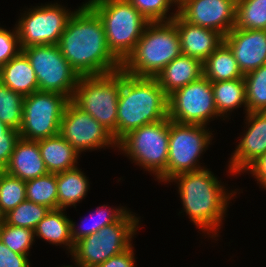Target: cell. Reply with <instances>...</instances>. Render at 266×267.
Segmentation results:
<instances>
[{"label":"cell","instance_id":"26","mask_svg":"<svg viewBox=\"0 0 266 267\" xmlns=\"http://www.w3.org/2000/svg\"><path fill=\"white\" fill-rule=\"evenodd\" d=\"M215 105L220 117H228L230 112L244 105L247 113V102L244 78L228 81L211 82ZM233 109V110H232ZM229 111V114H228Z\"/></svg>","mask_w":266,"mask_h":267},{"label":"cell","instance_id":"23","mask_svg":"<svg viewBox=\"0 0 266 267\" xmlns=\"http://www.w3.org/2000/svg\"><path fill=\"white\" fill-rule=\"evenodd\" d=\"M65 210L60 208L50 210L37 224L34 235L48 241L49 244L65 245L71 254L74 243L71 237L70 219L63 212Z\"/></svg>","mask_w":266,"mask_h":267},{"label":"cell","instance_id":"41","mask_svg":"<svg viewBox=\"0 0 266 267\" xmlns=\"http://www.w3.org/2000/svg\"><path fill=\"white\" fill-rule=\"evenodd\" d=\"M20 138L19 131L14 130L0 121V139Z\"/></svg>","mask_w":266,"mask_h":267},{"label":"cell","instance_id":"39","mask_svg":"<svg viewBox=\"0 0 266 267\" xmlns=\"http://www.w3.org/2000/svg\"><path fill=\"white\" fill-rule=\"evenodd\" d=\"M253 175L256 180L261 183L262 188L266 189V152L253 161L244 172Z\"/></svg>","mask_w":266,"mask_h":267},{"label":"cell","instance_id":"40","mask_svg":"<svg viewBox=\"0 0 266 267\" xmlns=\"http://www.w3.org/2000/svg\"><path fill=\"white\" fill-rule=\"evenodd\" d=\"M18 139L19 138L0 139V170H3L8 164Z\"/></svg>","mask_w":266,"mask_h":267},{"label":"cell","instance_id":"3","mask_svg":"<svg viewBox=\"0 0 266 267\" xmlns=\"http://www.w3.org/2000/svg\"><path fill=\"white\" fill-rule=\"evenodd\" d=\"M168 118V96L156 78L135 77L122 70L117 104V142L130 131Z\"/></svg>","mask_w":266,"mask_h":267},{"label":"cell","instance_id":"16","mask_svg":"<svg viewBox=\"0 0 266 267\" xmlns=\"http://www.w3.org/2000/svg\"><path fill=\"white\" fill-rule=\"evenodd\" d=\"M245 131L229 161V173L240 174L266 152V111L247 112Z\"/></svg>","mask_w":266,"mask_h":267},{"label":"cell","instance_id":"9","mask_svg":"<svg viewBox=\"0 0 266 267\" xmlns=\"http://www.w3.org/2000/svg\"><path fill=\"white\" fill-rule=\"evenodd\" d=\"M211 135L207 126L181 124L169 119L167 168L158 180L166 183L176 175L206 168L198 163L200 155L210 145Z\"/></svg>","mask_w":266,"mask_h":267},{"label":"cell","instance_id":"38","mask_svg":"<svg viewBox=\"0 0 266 267\" xmlns=\"http://www.w3.org/2000/svg\"><path fill=\"white\" fill-rule=\"evenodd\" d=\"M134 250L131 246L129 249L122 253L112 256L104 263L96 265L94 267H135Z\"/></svg>","mask_w":266,"mask_h":267},{"label":"cell","instance_id":"32","mask_svg":"<svg viewBox=\"0 0 266 267\" xmlns=\"http://www.w3.org/2000/svg\"><path fill=\"white\" fill-rule=\"evenodd\" d=\"M26 200V181L0 170V207L4 214Z\"/></svg>","mask_w":266,"mask_h":267},{"label":"cell","instance_id":"28","mask_svg":"<svg viewBox=\"0 0 266 267\" xmlns=\"http://www.w3.org/2000/svg\"><path fill=\"white\" fill-rule=\"evenodd\" d=\"M235 28L266 30V0H237Z\"/></svg>","mask_w":266,"mask_h":267},{"label":"cell","instance_id":"14","mask_svg":"<svg viewBox=\"0 0 266 267\" xmlns=\"http://www.w3.org/2000/svg\"><path fill=\"white\" fill-rule=\"evenodd\" d=\"M59 134L79 153L110 146L117 147L112 133L71 101L64 109Z\"/></svg>","mask_w":266,"mask_h":267},{"label":"cell","instance_id":"7","mask_svg":"<svg viewBox=\"0 0 266 267\" xmlns=\"http://www.w3.org/2000/svg\"><path fill=\"white\" fill-rule=\"evenodd\" d=\"M139 219L127 211L117 222L74 243L70 255L75 265L94 267L129 249L132 246L131 239L139 228Z\"/></svg>","mask_w":266,"mask_h":267},{"label":"cell","instance_id":"33","mask_svg":"<svg viewBox=\"0 0 266 267\" xmlns=\"http://www.w3.org/2000/svg\"><path fill=\"white\" fill-rule=\"evenodd\" d=\"M50 209L46 206L25 200L5 214V223L34 230Z\"/></svg>","mask_w":266,"mask_h":267},{"label":"cell","instance_id":"17","mask_svg":"<svg viewBox=\"0 0 266 267\" xmlns=\"http://www.w3.org/2000/svg\"><path fill=\"white\" fill-rule=\"evenodd\" d=\"M239 69L245 75L266 64V30L233 28L224 36Z\"/></svg>","mask_w":266,"mask_h":267},{"label":"cell","instance_id":"15","mask_svg":"<svg viewBox=\"0 0 266 267\" xmlns=\"http://www.w3.org/2000/svg\"><path fill=\"white\" fill-rule=\"evenodd\" d=\"M237 0H180L178 14L187 22L219 32L223 37L236 22Z\"/></svg>","mask_w":266,"mask_h":267},{"label":"cell","instance_id":"13","mask_svg":"<svg viewBox=\"0 0 266 267\" xmlns=\"http://www.w3.org/2000/svg\"><path fill=\"white\" fill-rule=\"evenodd\" d=\"M213 117L220 116L211 81L204 76L168 96V118L171 121L207 126Z\"/></svg>","mask_w":266,"mask_h":267},{"label":"cell","instance_id":"21","mask_svg":"<svg viewBox=\"0 0 266 267\" xmlns=\"http://www.w3.org/2000/svg\"><path fill=\"white\" fill-rule=\"evenodd\" d=\"M0 82L23 97L39 90L34 69L22 51L0 67Z\"/></svg>","mask_w":266,"mask_h":267},{"label":"cell","instance_id":"34","mask_svg":"<svg viewBox=\"0 0 266 267\" xmlns=\"http://www.w3.org/2000/svg\"><path fill=\"white\" fill-rule=\"evenodd\" d=\"M35 235L34 230L17 227L3 222L0 225V240L13 252L29 255Z\"/></svg>","mask_w":266,"mask_h":267},{"label":"cell","instance_id":"37","mask_svg":"<svg viewBox=\"0 0 266 267\" xmlns=\"http://www.w3.org/2000/svg\"><path fill=\"white\" fill-rule=\"evenodd\" d=\"M27 256L11 251L0 240V267H30Z\"/></svg>","mask_w":266,"mask_h":267},{"label":"cell","instance_id":"8","mask_svg":"<svg viewBox=\"0 0 266 267\" xmlns=\"http://www.w3.org/2000/svg\"><path fill=\"white\" fill-rule=\"evenodd\" d=\"M168 143L169 118H165L130 131L117 142V148L158 179L167 168Z\"/></svg>","mask_w":266,"mask_h":267},{"label":"cell","instance_id":"29","mask_svg":"<svg viewBox=\"0 0 266 267\" xmlns=\"http://www.w3.org/2000/svg\"><path fill=\"white\" fill-rule=\"evenodd\" d=\"M102 208L104 209V211H102L103 210ZM106 208L108 207L105 204L97 207L95 211V214L97 215V217H94L93 216L94 214H91L92 219L89 218L92 223L87 222V221H86L87 223H84L82 221L81 224H83L85 228H81V227L76 228L75 222H73V220L70 219V225H71L70 229H71V237H72L73 243H76L80 239L86 236H89L93 233H97L104 226L117 222L128 211L125 207H122V208L120 207V208H115V209L114 208L106 209Z\"/></svg>","mask_w":266,"mask_h":267},{"label":"cell","instance_id":"25","mask_svg":"<svg viewBox=\"0 0 266 267\" xmlns=\"http://www.w3.org/2000/svg\"><path fill=\"white\" fill-rule=\"evenodd\" d=\"M77 166L66 171L56 173L58 187V208L66 209L74 206L87 195L89 181Z\"/></svg>","mask_w":266,"mask_h":267},{"label":"cell","instance_id":"5","mask_svg":"<svg viewBox=\"0 0 266 267\" xmlns=\"http://www.w3.org/2000/svg\"><path fill=\"white\" fill-rule=\"evenodd\" d=\"M100 17L110 52L123 63L135 49L149 21L128 0H88Z\"/></svg>","mask_w":266,"mask_h":267},{"label":"cell","instance_id":"42","mask_svg":"<svg viewBox=\"0 0 266 267\" xmlns=\"http://www.w3.org/2000/svg\"><path fill=\"white\" fill-rule=\"evenodd\" d=\"M5 221V214L3 213V211L1 210L0 207V225Z\"/></svg>","mask_w":266,"mask_h":267},{"label":"cell","instance_id":"19","mask_svg":"<svg viewBox=\"0 0 266 267\" xmlns=\"http://www.w3.org/2000/svg\"><path fill=\"white\" fill-rule=\"evenodd\" d=\"M3 170L23 181L49 173L41 157L38 141L21 137L17 140L10 160Z\"/></svg>","mask_w":266,"mask_h":267},{"label":"cell","instance_id":"24","mask_svg":"<svg viewBox=\"0 0 266 267\" xmlns=\"http://www.w3.org/2000/svg\"><path fill=\"white\" fill-rule=\"evenodd\" d=\"M203 76L211 82L244 78L232 50L225 42L203 62Z\"/></svg>","mask_w":266,"mask_h":267},{"label":"cell","instance_id":"10","mask_svg":"<svg viewBox=\"0 0 266 267\" xmlns=\"http://www.w3.org/2000/svg\"><path fill=\"white\" fill-rule=\"evenodd\" d=\"M22 52L34 69L39 91L59 93L71 100L80 76L64 58L58 44L30 46Z\"/></svg>","mask_w":266,"mask_h":267},{"label":"cell","instance_id":"2","mask_svg":"<svg viewBox=\"0 0 266 267\" xmlns=\"http://www.w3.org/2000/svg\"><path fill=\"white\" fill-rule=\"evenodd\" d=\"M173 181L178 184L183 210L188 218L204 233L209 236L212 233L210 238L218 237L217 231L221 228L228 201L237 192L228 193L207 168L176 175L169 180Z\"/></svg>","mask_w":266,"mask_h":267},{"label":"cell","instance_id":"12","mask_svg":"<svg viewBox=\"0 0 266 267\" xmlns=\"http://www.w3.org/2000/svg\"><path fill=\"white\" fill-rule=\"evenodd\" d=\"M58 3L30 8L16 26L21 49L35 45L58 44L74 12Z\"/></svg>","mask_w":266,"mask_h":267},{"label":"cell","instance_id":"27","mask_svg":"<svg viewBox=\"0 0 266 267\" xmlns=\"http://www.w3.org/2000/svg\"><path fill=\"white\" fill-rule=\"evenodd\" d=\"M26 200L58 209V187L55 173L26 181Z\"/></svg>","mask_w":266,"mask_h":267},{"label":"cell","instance_id":"20","mask_svg":"<svg viewBox=\"0 0 266 267\" xmlns=\"http://www.w3.org/2000/svg\"><path fill=\"white\" fill-rule=\"evenodd\" d=\"M202 76L203 63L199 59L181 54L167 64L155 78L165 94L169 96Z\"/></svg>","mask_w":266,"mask_h":267},{"label":"cell","instance_id":"22","mask_svg":"<svg viewBox=\"0 0 266 267\" xmlns=\"http://www.w3.org/2000/svg\"><path fill=\"white\" fill-rule=\"evenodd\" d=\"M38 145L41 157L49 173L56 174L77 166L80 153L59 133L38 140Z\"/></svg>","mask_w":266,"mask_h":267},{"label":"cell","instance_id":"35","mask_svg":"<svg viewBox=\"0 0 266 267\" xmlns=\"http://www.w3.org/2000/svg\"><path fill=\"white\" fill-rule=\"evenodd\" d=\"M149 22L171 21L177 14L167 13L173 4L178 5L176 0H128Z\"/></svg>","mask_w":266,"mask_h":267},{"label":"cell","instance_id":"18","mask_svg":"<svg viewBox=\"0 0 266 267\" xmlns=\"http://www.w3.org/2000/svg\"><path fill=\"white\" fill-rule=\"evenodd\" d=\"M177 27L182 54L202 63L224 42L217 31L185 21L179 14L172 19Z\"/></svg>","mask_w":266,"mask_h":267},{"label":"cell","instance_id":"4","mask_svg":"<svg viewBox=\"0 0 266 267\" xmlns=\"http://www.w3.org/2000/svg\"><path fill=\"white\" fill-rule=\"evenodd\" d=\"M181 54L175 22H149L135 49L122 63L121 69L131 76L155 78Z\"/></svg>","mask_w":266,"mask_h":267},{"label":"cell","instance_id":"30","mask_svg":"<svg viewBox=\"0 0 266 267\" xmlns=\"http://www.w3.org/2000/svg\"><path fill=\"white\" fill-rule=\"evenodd\" d=\"M247 112L266 111V64L244 75Z\"/></svg>","mask_w":266,"mask_h":267},{"label":"cell","instance_id":"36","mask_svg":"<svg viewBox=\"0 0 266 267\" xmlns=\"http://www.w3.org/2000/svg\"><path fill=\"white\" fill-rule=\"evenodd\" d=\"M22 51L16 27L11 32L0 27V67Z\"/></svg>","mask_w":266,"mask_h":267},{"label":"cell","instance_id":"1","mask_svg":"<svg viewBox=\"0 0 266 267\" xmlns=\"http://www.w3.org/2000/svg\"><path fill=\"white\" fill-rule=\"evenodd\" d=\"M58 46L79 76H100L121 70L122 63L108 49L100 17L86 2L74 11Z\"/></svg>","mask_w":266,"mask_h":267},{"label":"cell","instance_id":"31","mask_svg":"<svg viewBox=\"0 0 266 267\" xmlns=\"http://www.w3.org/2000/svg\"><path fill=\"white\" fill-rule=\"evenodd\" d=\"M24 97L0 82V121L19 131L22 123Z\"/></svg>","mask_w":266,"mask_h":267},{"label":"cell","instance_id":"11","mask_svg":"<svg viewBox=\"0 0 266 267\" xmlns=\"http://www.w3.org/2000/svg\"><path fill=\"white\" fill-rule=\"evenodd\" d=\"M69 101L62 94L39 90L25 96L20 137L38 141L58 134Z\"/></svg>","mask_w":266,"mask_h":267},{"label":"cell","instance_id":"6","mask_svg":"<svg viewBox=\"0 0 266 267\" xmlns=\"http://www.w3.org/2000/svg\"><path fill=\"white\" fill-rule=\"evenodd\" d=\"M122 69L107 75L80 76L71 102L107 128L117 141V104Z\"/></svg>","mask_w":266,"mask_h":267}]
</instances>
